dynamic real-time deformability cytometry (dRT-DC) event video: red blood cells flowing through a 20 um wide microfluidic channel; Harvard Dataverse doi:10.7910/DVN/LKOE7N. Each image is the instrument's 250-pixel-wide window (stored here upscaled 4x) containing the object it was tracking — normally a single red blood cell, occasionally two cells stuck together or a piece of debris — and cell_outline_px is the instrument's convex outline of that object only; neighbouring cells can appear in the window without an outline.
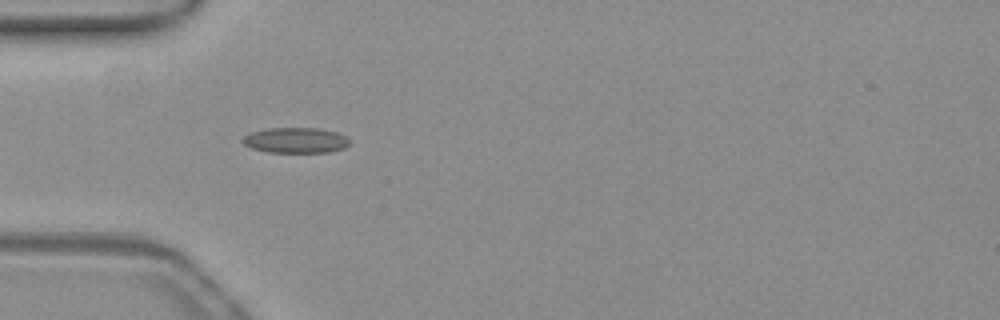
{"species": "common noctule bat (a hibernating species)", "species_latin": "Nyctalus noctula", "temperature_condition": "warm", "stored_images_in_passage": 41, "camera_frame_rate_fps": 3000, "um_per_image_px": 0.085, "animal": {"sex": "female", "body_mass_g": 19.3, "forearm_length_mm": 54.1}, "frame": {"image": 1, "passage_image": 4, "time_ms": 1.0, "image_size_px": [1000, 320], "cell_outline_px": [[348, 144], [344, 148], [328, 152], [268, 152], [252, 148], [244, 144], [240, 140], [248, 132], [268, 128], [320, 128], [336, 132], [344, 136], [348, 140]], "centroid_in_image_um": [25.07, 11.91], "position_along_channel_um": 59.9, "area_um2": 15.84}}
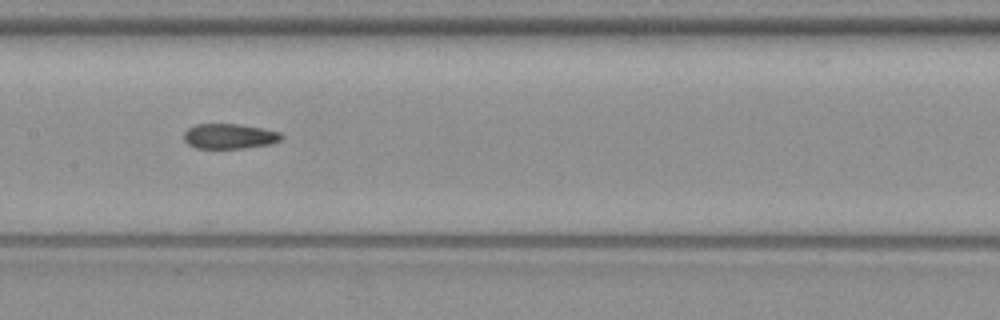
{"frame": {"image": 2, "passage_image": 14, "time_ms": 4.333, "image_size_px": [1000, 320], "cell_outline_px": [[284, 136], [280, 140], [272, 144], [244, 148], [196, 148], [188, 144], [184, 140], [184, 132], [188, 128], [196, 124], [240, 124], [280, 132]], "centroid_in_image_um": [19.5, 11.58], "position_along_channel_um": 187.9, "area_um2": 14.28}}
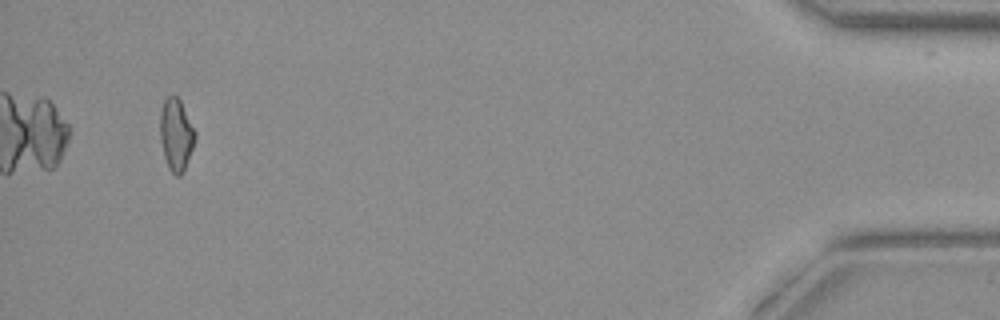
{"frame": {"image": 3, "passage_image": 38, "time_ms": 12.333, "image_size_px": [1000, 320], "cell_outline_px": [[196, 136], [184, 172], [180, 176], [176, 176], [168, 168], [164, 156], [160, 140], [160, 112], [164, 100], [172, 92], [180, 100], [196, 132]], "centroid_in_image_um": [14.96, 11.44], "position_along_channel_um": 420.2, "area_um2": 14.8}, "authors_computed_cell_mechanics": {"area_um2": 14.6812, "velocity_mm_per_s": 3.9103, "shape_relaxation_time_tau1_ms": null, "shape_relaxation_time_tau2_ms": 2.9939, "deformation_change_tau1": null, "deformation_change_tau2": 0.0969}}